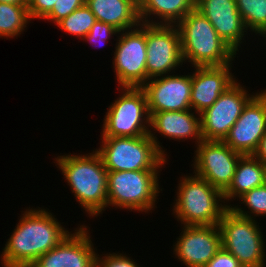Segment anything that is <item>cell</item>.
I'll return each instance as SVG.
<instances>
[{
  "label": "cell",
  "instance_id": "obj_1",
  "mask_svg": "<svg viewBox=\"0 0 266 267\" xmlns=\"http://www.w3.org/2000/svg\"><path fill=\"white\" fill-rule=\"evenodd\" d=\"M22 213L0 255L2 267H29L70 233L47 208Z\"/></svg>",
  "mask_w": 266,
  "mask_h": 267
},
{
  "label": "cell",
  "instance_id": "obj_2",
  "mask_svg": "<svg viewBox=\"0 0 266 267\" xmlns=\"http://www.w3.org/2000/svg\"><path fill=\"white\" fill-rule=\"evenodd\" d=\"M75 199L89 217H97L107 208V174L100 155L64 154L54 159Z\"/></svg>",
  "mask_w": 266,
  "mask_h": 267
},
{
  "label": "cell",
  "instance_id": "obj_3",
  "mask_svg": "<svg viewBox=\"0 0 266 267\" xmlns=\"http://www.w3.org/2000/svg\"><path fill=\"white\" fill-rule=\"evenodd\" d=\"M176 26L180 33L184 63L189 62L191 67L225 66L233 63L236 53L198 10L189 12Z\"/></svg>",
  "mask_w": 266,
  "mask_h": 267
},
{
  "label": "cell",
  "instance_id": "obj_4",
  "mask_svg": "<svg viewBox=\"0 0 266 267\" xmlns=\"http://www.w3.org/2000/svg\"><path fill=\"white\" fill-rule=\"evenodd\" d=\"M181 178L172 209L177 221L181 226L218 225L228 209L223 193L196 174Z\"/></svg>",
  "mask_w": 266,
  "mask_h": 267
},
{
  "label": "cell",
  "instance_id": "obj_5",
  "mask_svg": "<svg viewBox=\"0 0 266 267\" xmlns=\"http://www.w3.org/2000/svg\"><path fill=\"white\" fill-rule=\"evenodd\" d=\"M162 170L113 171L107 174V208L138 211L155 209ZM160 189V190H159Z\"/></svg>",
  "mask_w": 266,
  "mask_h": 267
},
{
  "label": "cell",
  "instance_id": "obj_6",
  "mask_svg": "<svg viewBox=\"0 0 266 267\" xmlns=\"http://www.w3.org/2000/svg\"><path fill=\"white\" fill-rule=\"evenodd\" d=\"M101 140V146L95 151L100 155L108 172L161 170L168 161L149 135L101 137Z\"/></svg>",
  "mask_w": 266,
  "mask_h": 267
},
{
  "label": "cell",
  "instance_id": "obj_7",
  "mask_svg": "<svg viewBox=\"0 0 266 267\" xmlns=\"http://www.w3.org/2000/svg\"><path fill=\"white\" fill-rule=\"evenodd\" d=\"M121 94L107 109L101 137H138L149 134L150 114L141 87H118Z\"/></svg>",
  "mask_w": 266,
  "mask_h": 267
},
{
  "label": "cell",
  "instance_id": "obj_8",
  "mask_svg": "<svg viewBox=\"0 0 266 267\" xmlns=\"http://www.w3.org/2000/svg\"><path fill=\"white\" fill-rule=\"evenodd\" d=\"M257 223V220L241 217L228 208L218 224L222 248L244 267H266V242Z\"/></svg>",
  "mask_w": 266,
  "mask_h": 267
},
{
  "label": "cell",
  "instance_id": "obj_9",
  "mask_svg": "<svg viewBox=\"0 0 266 267\" xmlns=\"http://www.w3.org/2000/svg\"><path fill=\"white\" fill-rule=\"evenodd\" d=\"M146 24L119 31L113 56L118 87H142L147 82Z\"/></svg>",
  "mask_w": 266,
  "mask_h": 267
},
{
  "label": "cell",
  "instance_id": "obj_10",
  "mask_svg": "<svg viewBox=\"0 0 266 267\" xmlns=\"http://www.w3.org/2000/svg\"><path fill=\"white\" fill-rule=\"evenodd\" d=\"M193 174L205 179L222 193L229 187L236 166L243 154L232 150L223 141L203 140L196 145Z\"/></svg>",
  "mask_w": 266,
  "mask_h": 267
},
{
  "label": "cell",
  "instance_id": "obj_11",
  "mask_svg": "<svg viewBox=\"0 0 266 267\" xmlns=\"http://www.w3.org/2000/svg\"><path fill=\"white\" fill-rule=\"evenodd\" d=\"M245 87L236 81L211 107L200 113L203 140L225 139L244 107L257 94L250 95Z\"/></svg>",
  "mask_w": 266,
  "mask_h": 267
},
{
  "label": "cell",
  "instance_id": "obj_12",
  "mask_svg": "<svg viewBox=\"0 0 266 267\" xmlns=\"http://www.w3.org/2000/svg\"><path fill=\"white\" fill-rule=\"evenodd\" d=\"M146 48L147 81L171 74L184 63L176 25L146 24Z\"/></svg>",
  "mask_w": 266,
  "mask_h": 267
},
{
  "label": "cell",
  "instance_id": "obj_13",
  "mask_svg": "<svg viewBox=\"0 0 266 267\" xmlns=\"http://www.w3.org/2000/svg\"><path fill=\"white\" fill-rule=\"evenodd\" d=\"M266 133V89L247 103L223 142L243 155H253Z\"/></svg>",
  "mask_w": 266,
  "mask_h": 267
},
{
  "label": "cell",
  "instance_id": "obj_14",
  "mask_svg": "<svg viewBox=\"0 0 266 267\" xmlns=\"http://www.w3.org/2000/svg\"><path fill=\"white\" fill-rule=\"evenodd\" d=\"M173 254L186 267H204L222 247L218 225L183 226Z\"/></svg>",
  "mask_w": 266,
  "mask_h": 267
},
{
  "label": "cell",
  "instance_id": "obj_15",
  "mask_svg": "<svg viewBox=\"0 0 266 267\" xmlns=\"http://www.w3.org/2000/svg\"><path fill=\"white\" fill-rule=\"evenodd\" d=\"M74 230L29 267H96L97 253L91 241L90 227L83 224Z\"/></svg>",
  "mask_w": 266,
  "mask_h": 267
},
{
  "label": "cell",
  "instance_id": "obj_16",
  "mask_svg": "<svg viewBox=\"0 0 266 267\" xmlns=\"http://www.w3.org/2000/svg\"><path fill=\"white\" fill-rule=\"evenodd\" d=\"M141 88L146 94L150 115L161 111L191 109V74L151 78Z\"/></svg>",
  "mask_w": 266,
  "mask_h": 267
},
{
  "label": "cell",
  "instance_id": "obj_17",
  "mask_svg": "<svg viewBox=\"0 0 266 267\" xmlns=\"http://www.w3.org/2000/svg\"><path fill=\"white\" fill-rule=\"evenodd\" d=\"M195 9L209 20L219 37L238 54L248 31L236 0H196Z\"/></svg>",
  "mask_w": 266,
  "mask_h": 267
},
{
  "label": "cell",
  "instance_id": "obj_18",
  "mask_svg": "<svg viewBox=\"0 0 266 267\" xmlns=\"http://www.w3.org/2000/svg\"><path fill=\"white\" fill-rule=\"evenodd\" d=\"M149 127V137L165 157H167V154H165L164 147L160 145V142L156 137L158 135H155L157 132L164 136V138L175 141L192 139L195 140V144L197 145L203 141L200 114L194 110L192 112V109L153 113L150 115ZM151 129H153V131Z\"/></svg>",
  "mask_w": 266,
  "mask_h": 267
},
{
  "label": "cell",
  "instance_id": "obj_19",
  "mask_svg": "<svg viewBox=\"0 0 266 267\" xmlns=\"http://www.w3.org/2000/svg\"><path fill=\"white\" fill-rule=\"evenodd\" d=\"M193 68L190 102L191 109L199 114L211 107L222 93L238 81L231 72L232 63Z\"/></svg>",
  "mask_w": 266,
  "mask_h": 267
},
{
  "label": "cell",
  "instance_id": "obj_20",
  "mask_svg": "<svg viewBox=\"0 0 266 267\" xmlns=\"http://www.w3.org/2000/svg\"><path fill=\"white\" fill-rule=\"evenodd\" d=\"M96 20L111 24L119 31L137 27L139 18L138 0H86Z\"/></svg>",
  "mask_w": 266,
  "mask_h": 267
},
{
  "label": "cell",
  "instance_id": "obj_21",
  "mask_svg": "<svg viewBox=\"0 0 266 267\" xmlns=\"http://www.w3.org/2000/svg\"><path fill=\"white\" fill-rule=\"evenodd\" d=\"M195 1L138 0L140 22L153 25H177L189 12L195 9Z\"/></svg>",
  "mask_w": 266,
  "mask_h": 267
},
{
  "label": "cell",
  "instance_id": "obj_22",
  "mask_svg": "<svg viewBox=\"0 0 266 267\" xmlns=\"http://www.w3.org/2000/svg\"><path fill=\"white\" fill-rule=\"evenodd\" d=\"M265 180L266 165L253 155H243L238 161L232 182L223 192V199L224 202L226 201L227 207L232 205L229 201L236 198L238 200L246 192L264 185Z\"/></svg>",
  "mask_w": 266,
  "mask_h": 267
},
{
  "label": "cell",
  "instance_id": "obj_23",
  "mask_svg": "<svg viewBox=\"0 0 266 267\" xmlns=\"http://www.w3.org/2000/svg\"><path fill=\"white\" fill-rule=\"evenodd\" d=\"M30 21L27 4L0 3V38H17Z\"/></svg>",
  "mask_w": 266,
  "mask_h": 267
},
{
  "label": "cell",
  "instance_id": "obj_24",
  "mask_svg": "<svg viewBox=\"0 0 266 267\" xmlns=\"http://www.w3.org/2000/svg\"><path fill=\"white\" fill-rule=\"evenodd\" d=\"M244 25L251 33L266 35V0H236Z\"/></svg>",
  "mask_w": 266,
  "mask_h": 267
},
{
  "label": "cell",
  "instance_id": "obj_25",
  "mask_svg": "<svg viewBox=\"0 0 266 267\" xmlns=\"http://www.w3.org/2000/svg\"><path fill=\"white\" fill-rule=\"evenodd\" d=\"M95 22L96 17L89 7L84 4L69 14L66 18L60 20L55 26H58L61 31H65L66 34L70 33L71 36H75L82 40L88 34Z\"/></svg>",
  "mask_w": 266,
  "mask_h": 267
},
{
  "label": "cell",
  "instance_id": "obj_26",
  "mask_svg": "<svg viewBox=\"0 0 266 267\" xmlns=\"http://www.w3.org/2000/svg\"><path fill=\"white\" fill-rule=\"evenodd\" d=\"M238 199H240V203L244 204L249 211L244 210L241 205L230 206L229 208L235 214L253 220H255L257 216L266 215V184L246 192Z\"/></svg>",
  "mask_w": 266,
  "mask_h": 267
},
{
  "label": "cell",
  "instance_id": "obj_27",
  "mask_svg": "<svg viewBox=\"0 0 266 267\" xmlns=\"http://www.w3.org/2000/svg\"><path fill=\"white\" fill-rule=\"evenodd\" d=\"M86 0H56L52 10L42 19L48 20L55 25L66 18L73 11L85 4Z\"/></svg>",
  "mask_w": 266,
  "mask_h": 267
},
{
  "label": "cell",
  "instance_id": "obj_28",
  "mask_svg": "<svg viewBox=\"0 0 266 267\" xmlns=\"http://www.w3.org/2000/svg\"><path fill=\"white\" fill-rule=\"evenodd\" d=\"M117 34H119V30H117L111 24L96 20L88 34L82 40L87 41L93 46H97L96 44H102V42L105 43L110 37L112 38L114 35L117 36Z\"/></svg>",
  "mask_w": 266,
  "mask_h": 267
},
{
  "label": "cell",
  "instance_id": "obj_29",
  "mask_svg": "<svg viewBox=\"0 0 266 267\" xmlns=\"http://www.w3.org/2000/svg\"><path fill=\"white\" fill-rule=\"evenodd\" d=\"M100 256L97 253L96 256V267H140L136 261L126 254L122 253H107ZM101 257V258H100Z\"/></svg>",
  "mask_w": 266,
  "mask_h": 267
},
{
  "label": "cell",
  "instance_id": "obj_30",
  "mask_svg": "<svg viewBox=\"0 0 266 267\" xmlns=\"http://www.w3.org/2000/svg\"><path fill=\"white\" fill-rule=\"evenodd\" d=\"M204 267H244L231 253L222 247Z\"/></svg>",
  "mask_w": 266,
  "mask_h": 267
},
{
  "label": "cell",
  "instance_id": "obj_31",
  "mask_svg": "<svg viewBox=\"0 0 266 267\" xmlns=\"http://www.w3.org/2000/svg\"><path fill=\"white\" fill-rule=\"evenodd\" d=\"M56 0H32L28 6L31 20L43 19L53 8Z\"/></svg>",
  "mask_w": 266,
  "mask_h": 267
},
{
  "label": "cell",
  "instance_id": "obj_32",
  "mask_svg": "<svg viewBox=\"0 0 266 267\" xmlns=\"http://www.w3.org/2000/svg\"><path fill=\"white\" fill-rule=\"evenodd\" d=\"M253 156L259 159L264 165H266V133L260 139L258 148L254 152Z\"/></svg>",
  "mask_w": 266,
  "mask_h": 267
},
{
  "label": "cell",
  "instance_id": "obj_33",
  "mask_svg": "<svg viewBox=\"0 0 266 267\" xmlns=\"http://www.w3.org/2000/svg\"><path fill=\"white\" fill-rule=\"evenodd\" d=\"M0 3H7V4H25L22 0H0Z\"/></svg>",
  "mask_w": 266,
  "mask_h": 267
},
{
  "label": "cell",
  "instance_id": "obj_34",
  "mask_svg": "<svg viewBox=\"0 0 266 267\" xmlns=\"http://www.w3.org/2000/svg\"><path fill=\"white\" fill-rule=\"evenodd\" d=\"M25 4H29L32 0H22Z\"/></svg>",
  "mask_w": 266,
  "mask_h": 267
}]
</instances>
